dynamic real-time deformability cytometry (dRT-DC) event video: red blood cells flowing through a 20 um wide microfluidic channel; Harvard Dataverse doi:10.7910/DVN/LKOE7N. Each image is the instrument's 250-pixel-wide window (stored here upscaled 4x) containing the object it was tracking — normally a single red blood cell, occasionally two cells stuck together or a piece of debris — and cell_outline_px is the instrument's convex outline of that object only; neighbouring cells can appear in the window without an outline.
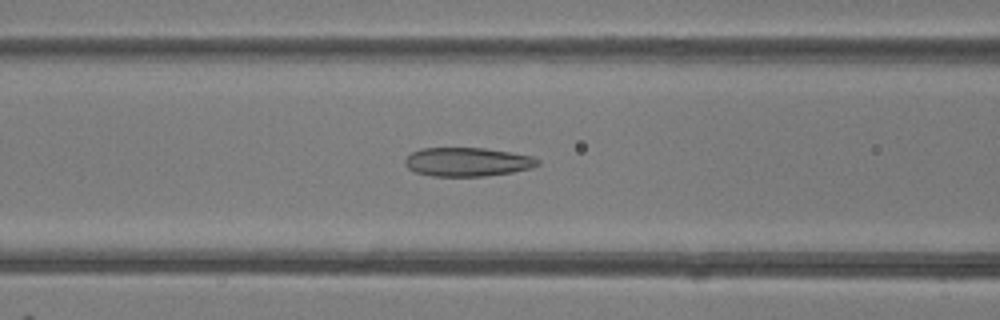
{"species": "common noctule bat (a hibernating species)", "species_latin": "Nyctalus noctula", "temperature_condition": "room temperature", "stored_images_in_passage": 48, "camera_frame_rate_fps": 3000, "um_per_image_px": 0.085, "animal": {"sex": "female"}, "frame": {"image": 1, "passage_image": 20, "time_ms": 6.333, "image_size_px": [1000, 320], "cell_outline_px": [[540, 164], [532, 168], [512, 172], [484, 176], [432, 176], [416, 172], [408, 168], [404, 164], [404, 160], [412, 152], [420, 148], [484, 148], [532, 156], [540, 160]], "centroid_in_image_um": [39.72, 13.76], "position_along_channel_um": 126.9, "area_um2": 22.25}}
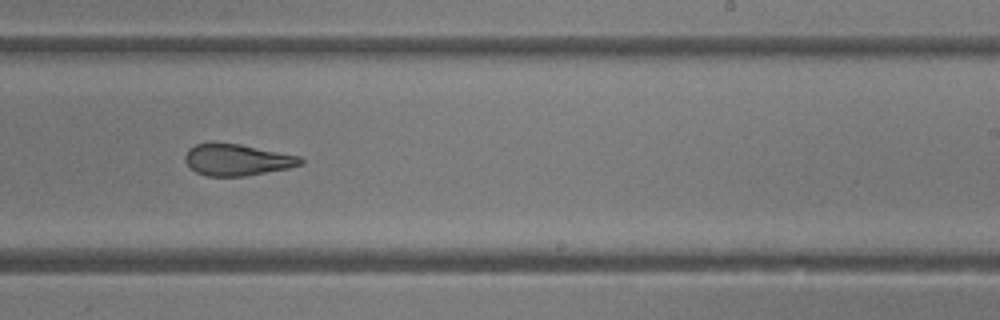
{"frame": {"image": 2, "passage_image": 30, "time_ms": 9.667, "image_size_px": [1000, 320], "cell_outline_px": [[304, 164], [288, 168], [244, 176], [204, 176], [196, 172], [184, 160], [184, 156], [188, 148], [196, 144], [212, 140], [216, 140], [240, 144], [300, 156], [304, 160]], "centroid_in_image_um": [20.11, 13.55], "position_along_channel_um": 268.9, "area_um2": 21.68}}
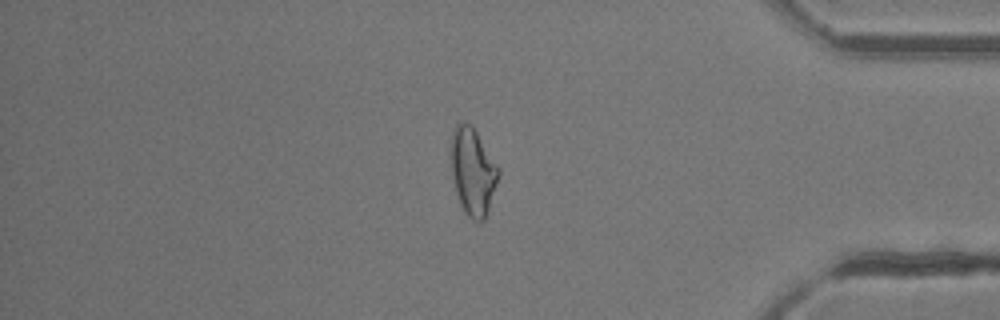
{"frame": {"image": 3, "passage_image": 41, "time_ms": 13.333, "image_size_px": [1000, 320], "cell_outline_px": [[500, 176], [488, 212], [484, 220], [472, 220], [464, 212], [460, 204], [456, 192], [452, 176], [452, 132], [456, 124], [460, 120], [472, 124], [500, 168]], "centroid_in_image_um": [40.22, 14.56], "position_along_channel_um": 395.0, "area_um2": 24.33}, "authors_computed_cell_mechanics": {"area_um2": 24.2471, "velocity_mm_per_s": 4.2591, "shape_relaxation_time_tau1_ms": 7.7146, "shape_relaxation_time_tau2_ms": 1.5954, "deformation_change_tau1": 0.1997, "deformation_change_tau2": 0.0903}}